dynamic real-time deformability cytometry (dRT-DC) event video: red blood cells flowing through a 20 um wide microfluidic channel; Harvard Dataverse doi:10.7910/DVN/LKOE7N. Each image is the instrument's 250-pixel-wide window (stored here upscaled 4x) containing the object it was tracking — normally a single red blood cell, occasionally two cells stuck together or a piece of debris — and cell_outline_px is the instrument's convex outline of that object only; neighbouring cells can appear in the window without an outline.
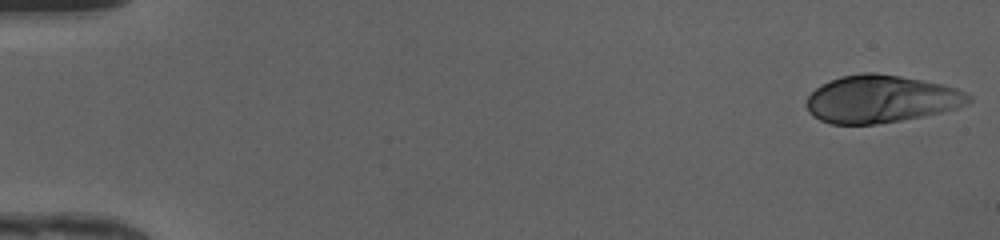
{"species": "human", "species_latin": "Homo sapiens", "temperature_condition": "cold", "stored_images_in_passage": 48, "camera_frame_rate_fps": 3000, "um_per_image_px": 0.085, "donor": {"sex": "female"}, "frame": {"image": 1, "passage_image": 1, "time_ms": 0.0, "image_size_px": [1000, 240], "cell_outline_px": [[972, 100], [968, 104], [956, 108], [940, 112], [900, 120], [876, 124], [832, 124], [820, 120], [812, 116], [808, 112], [804, 104], [808, 96], [816, 88], [840, 76], [864, 72], [876, 72], [900, 76], [944, 84], [956, 88], [972, 96]], "centroid_in_image_um": [74.86, 8.41], "position_along_channel_um": 10.1, "area_um2": 44.91}}
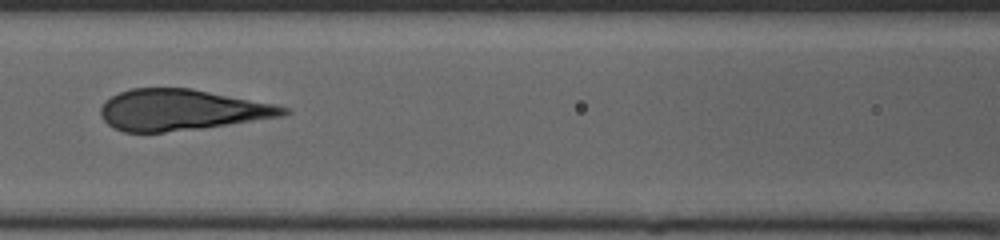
{"frame": {"image": 2, "passage_image": 22, "time_ms": 7.0, "image_size_px": [1000, 240], "cell_outline_px": [[292, 112], [284, 116], [200, 128], [164, 132], [124, 132], [112, 128], [100, 116], [100, 108], [104, 100], [120, 92], [132, 88], [192, 88], [272, 104], [288, 108]], "centroid_in_image_um": [15.37, 9.34], "position_along_channel_um": 151.2, "area_um2": 43.47}}
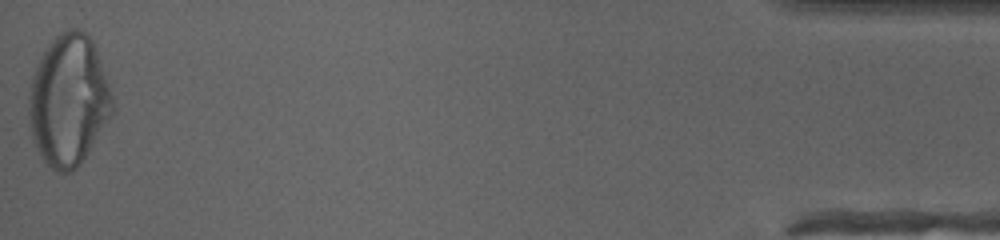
{"frame": {"image": 3, "passage_image": 48, "time_ms": 15.667, "image_size_px": [1000, 240], "cell_outline_px": [[116, 108], [112, 116], [80, 164], [72, 172], [60, 172], [52, 168], [44, 160], [36, 148], [32, 136], [28, 112], [28, 100], [32, 76], [48, 44], [60, 32], [68, 28], [80, 28], [92, 40], [116, 104]], "centroid_in_image_um": [5.85, 8.54], "position_along_channel_um": 429.4, "area_um2": 63.75}}